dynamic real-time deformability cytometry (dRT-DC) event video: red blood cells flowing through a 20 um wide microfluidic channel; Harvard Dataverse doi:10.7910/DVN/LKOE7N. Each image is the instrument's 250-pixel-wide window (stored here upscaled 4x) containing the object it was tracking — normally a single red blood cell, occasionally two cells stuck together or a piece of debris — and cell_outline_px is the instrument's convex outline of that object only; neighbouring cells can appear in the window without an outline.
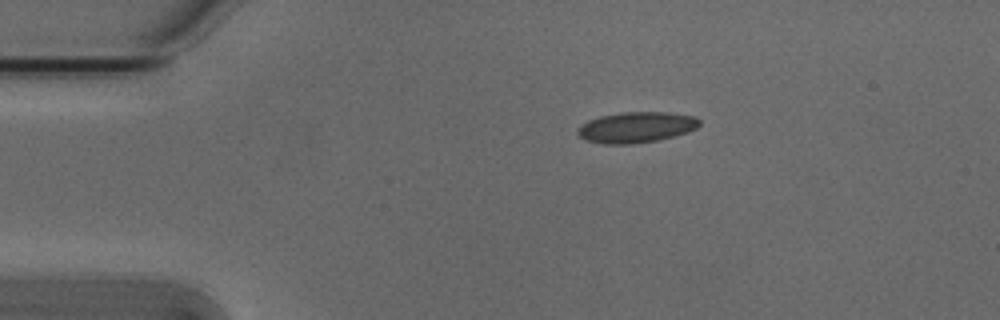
{"species": "Egyptian fruit bat (a non-hibernating species)", "species_latin": "Rousettus aegyptiacus", "temperature_condition": "cold", "stored_images_in_passage": 44, "camera_frame_rate_fps": 3000, "um_per_image_px": 0.085, "animal": {"sex": "male"}, "frame": {"image": 1, "passage_image": 1, "time_ms": 0.0, "image_size_px": [1000, 320], "cell_outline_px": [[700, 124], [696, 128], [688, 132], [656, 140], [632, 144], [604, 144], [584, 140], [576, 132], [580, 124], [588, 120], [600, 116], [620, 112], [668, 112], [696, 116], [700, 120]], "centroid_in_image_um": [54.06, 10.81], "position_along_channel_um": 30.9, "area_um2": 21.96}}
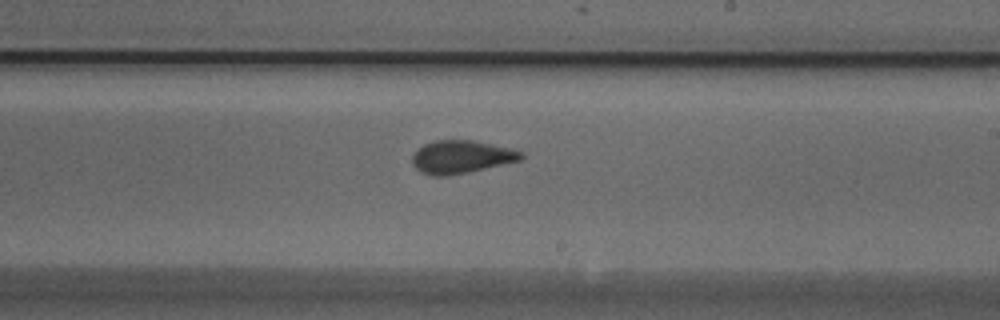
{"frame": {"image": 2, "passage_image": 22, "time_ms": 7.0, "image_size_px": [1000, 320], "cell_outline_px": [[524, 156], [520, 160], [468, 172], [448, 176], [432, 176], [420, 172], [412, 164], [412, 156], [424, 144], [436, 140], [472, 140], [512, 148], [524, 152]], "centroid_in_image_um": [39.21, 13.34], "position_along_channel_um": 249.8, "area_um2": 20.87}}
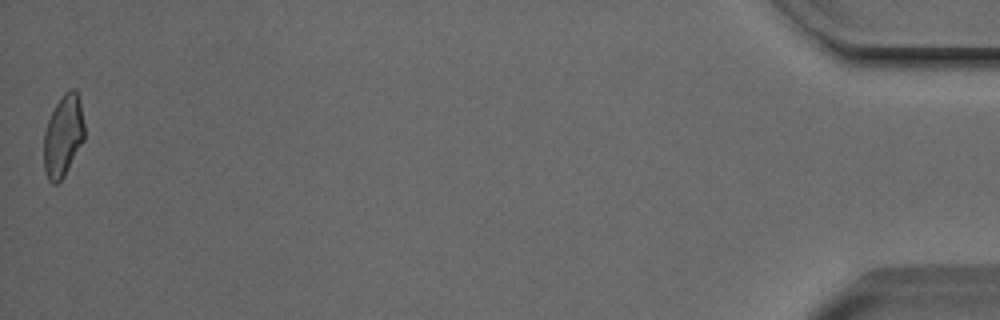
{"frame": {"image": 3, "passage_image": 44, "time_ms": 14.333, "image_size_px": [1000, 320], "cell_outline_px": [[84, 140], [64, 176], [56, 184], [52, 184], [48, 180], [44, 172], [44, 132], [48, 120], [56, 104], [64, 92], [68, 88], [72, 88], [76, 92], [80, 100], [84, 124]], "centroid_in_image_um": [5.36, 11.55], "position_along_channel_um": 429.8, "area_um2": 19.36}, "authors_computed_cell_mechanics": {"area_um2": 20.7213, "velocity_mm_per_s": 3.8357, "shape_relaxation_time_tau1_ms": 5.5512, "shape_relaxation_time_tau2_ms": 1.1013, "deformation_change_tau1": 0.1287, "deformation_change_tau2": 0.0566}}